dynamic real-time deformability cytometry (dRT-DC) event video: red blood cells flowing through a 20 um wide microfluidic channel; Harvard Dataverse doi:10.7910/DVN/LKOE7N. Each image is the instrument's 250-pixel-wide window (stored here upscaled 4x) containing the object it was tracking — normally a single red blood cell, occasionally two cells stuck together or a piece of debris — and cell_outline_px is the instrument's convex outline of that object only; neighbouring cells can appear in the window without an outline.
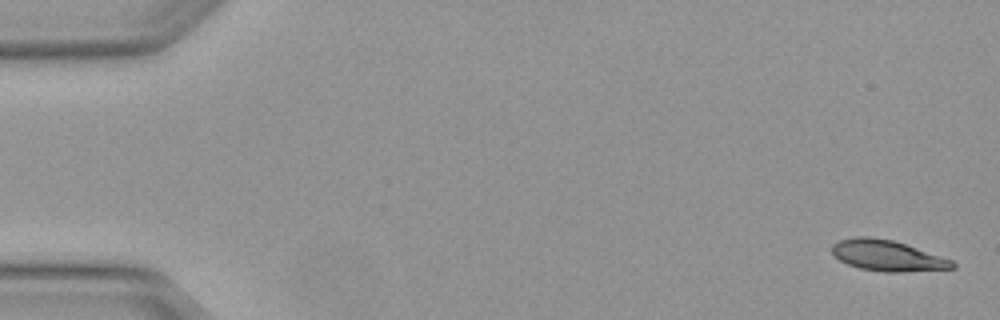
{"species": "Egyptian fruit bat (a non-hibernating species)", "species_latin": "Rousettus aegyptiacus", "temperature_condition": "warm", "stored_images_in_passage": 5, "camera_frame_rate_fps": 3000, "um_per_image_px": 0.085, "animal": {"sex": "female"}, "frame": {"image": 1, "passage_image": 1, "time_ms": 0.0, "image_size_px": [1000, 320], "cell_outline_px": [[956, 268], [904, 272], [884, 272], [860, 268], [848, 264], [840, 260], [832, 252], [832, 244], [840, 240], [856, 236], [868, 236], [892, 240], [952, 260], [956, 264]], "centroid_in_image_um": [75.42, 21.73], "position_along_channel_um": 9.6, "area_um2": 21.39}}
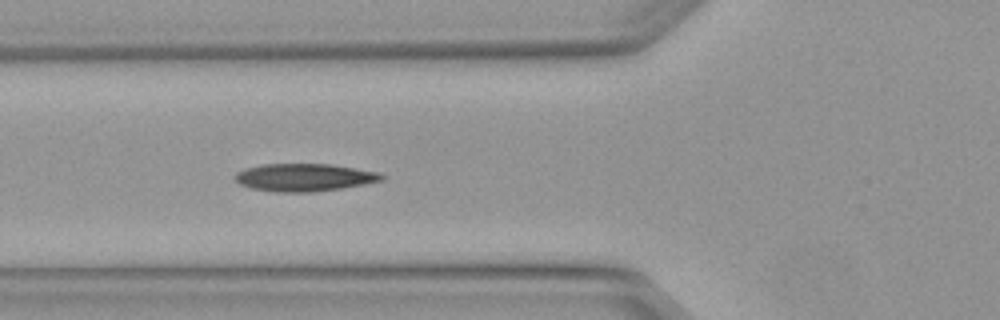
{"frame": {"image": 2, "passage_image": 5, "time_ms": 1.333, "image_size_px": [1000, 320], "cell_outline_px": [[384, 180], [364, 184], [340, 188], [312, 192], [276, 192], [252, 188], [240, 184], [232, 176], [236, 172], [248, 168], [264, 164], [332, 164], [380, 172], [384, 176]], "centroid_in_image_um": [25.88, 15.07], "position_along_channel_um": 99.9, "area_um2": 23.58}}